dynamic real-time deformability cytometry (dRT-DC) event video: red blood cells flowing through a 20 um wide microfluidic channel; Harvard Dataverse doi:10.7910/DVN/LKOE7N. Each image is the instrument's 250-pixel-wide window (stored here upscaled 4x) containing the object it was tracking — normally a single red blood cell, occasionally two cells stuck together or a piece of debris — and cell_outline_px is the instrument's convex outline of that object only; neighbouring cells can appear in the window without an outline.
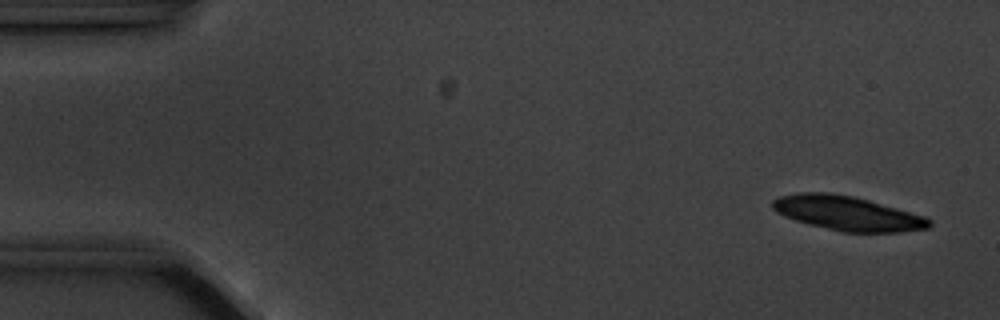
{"species": "common noctule bat (a hibernating species)", "species_latin": "Nyctalus noctula", "temperature_condition": "cold", "stored_images_in_passage": 9, "camera_frame_rate_fps": 3000, "um_per_image_px": 0.085, "animal": {"sex": "male", "body_mass_g": 20.1, "forearm_length_mm": 53.5}, "frame": {"image": 1, "passage_image": 1, "time_ms": 0.0, "image_size_px": [1000, 320], "cell_outline_px": [[932, 224], [928, 228], [900, 232], [840, 232], [808, 224], [784, 216], [776, 212], [772, 208], [772, 200], [780, 196], [796, 192], [832, 192], [852, 196], [868, 200], [924, 216], [932, 220]], "centroid_in_image_um": [71.99, 18.12], "position_along_channel_um": 13.0, "area_um2": 31.44}}